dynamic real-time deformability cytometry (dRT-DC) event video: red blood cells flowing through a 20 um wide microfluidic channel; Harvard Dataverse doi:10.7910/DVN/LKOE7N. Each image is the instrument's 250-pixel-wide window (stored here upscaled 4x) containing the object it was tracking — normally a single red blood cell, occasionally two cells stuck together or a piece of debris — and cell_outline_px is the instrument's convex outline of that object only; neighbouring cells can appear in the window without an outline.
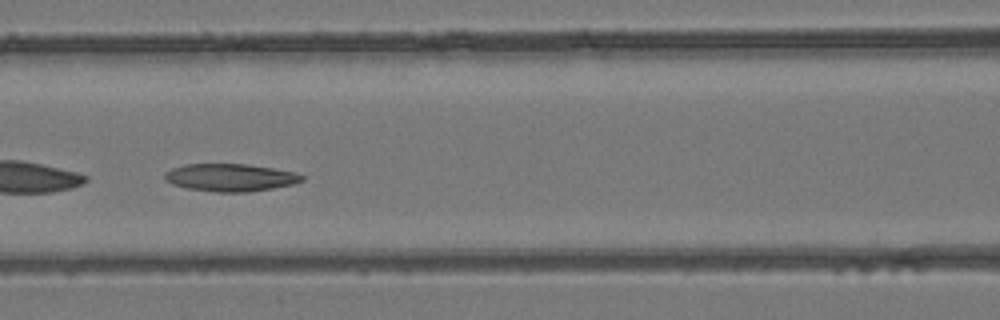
{"species": "common noctule bat (a hibernating species)", "species_latin": "Nyctalus noctula", "temperature_condition": "room temperature", "stored_images_in_passage": 20, "camera_frame_rate_fps": 3000, "um_per_image_px": 0.085, "animal": {"sex": "female", "body_mass_g": 24.6, "forearm_length_mm": 56.2}, "frame": {"image": 1, "passage_image": 11, "time_ms": 3.333, "image_size_px": [1000, 320], "cell_outline_px": [[304, 180], [292, 184], [272, 188], [248, 192], [216, 192], [188, 188], [172, 184], [164, 180], [164, 172], [172, 168], [184, 164], [248, 164], [296, 172], [304, 176]], "centroid_in_image_um": [19.56, 15.08], "position_along_channel_um": 147.0, "area_um2": 22.08}}
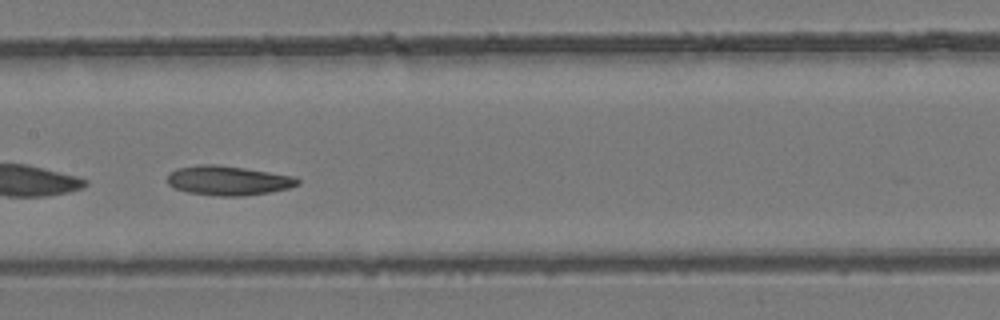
{"frame": {"image": 2, "passage_image": 14, "time_ms": 4.333, "image_size_px": [1000, 320], "cell_outline_px": [[300, 184], [288, 188], [268, 192], [244, 196], [220, 196], [188, 192], [172, 188], [168, 184], [168, 172], [176, 168], [196, 164], [216, 164], [244, 168], [296, 176], [300, 180]], "centroid_in_image_um": [19.37, 15.33], "position_along_channel_um": 188.0, "area_um2": 22.54}}